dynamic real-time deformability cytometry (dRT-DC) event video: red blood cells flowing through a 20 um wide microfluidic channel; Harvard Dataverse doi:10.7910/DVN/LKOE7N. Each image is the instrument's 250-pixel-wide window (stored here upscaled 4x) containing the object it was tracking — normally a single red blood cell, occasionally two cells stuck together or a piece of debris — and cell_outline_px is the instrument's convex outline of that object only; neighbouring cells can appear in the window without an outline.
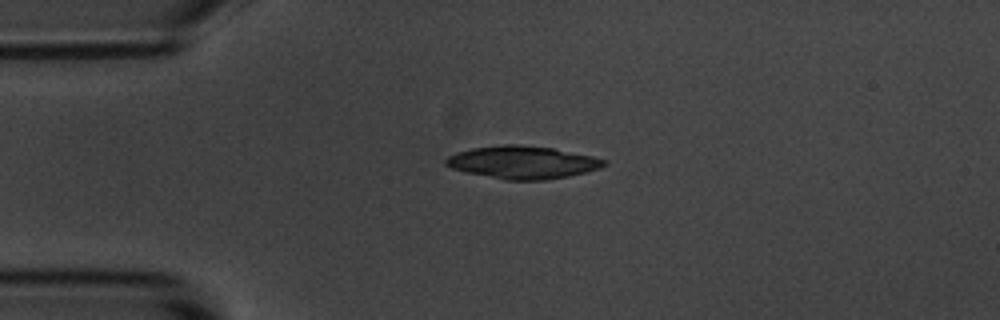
{"species": "common noctule bat (a hibernating species)", "species_latin": "Nyctalus noctula", "temperature_condition": "room temperature", "stored_images_in_passage": 4, "camera_frame_rate_fps": 3000, "um_per_image_px": 0.085, "animal": {"sex": "male", "body_mass_g": 20.1, "forearm_length_mm": 53.5}, "frame": {"image": 1, "passage_image": 4, "time_ms": 4.333, "image_size_px": [1000, 320], "cell_outline_px": [[608, 164], [600, 168], [568, 176], [544, 180], [504, 180], [464, 172], [452, 168], [444, 164], [444, 160], [448, 156], [456, 152], [472, 148], [504, 144], [516, 144], [552, 148], [592, 156], [608, 160]], "centroid_in_image_um": [44.4, 13.8], "position_along_channel_um": 40.6, "area_um2": 30.23}}